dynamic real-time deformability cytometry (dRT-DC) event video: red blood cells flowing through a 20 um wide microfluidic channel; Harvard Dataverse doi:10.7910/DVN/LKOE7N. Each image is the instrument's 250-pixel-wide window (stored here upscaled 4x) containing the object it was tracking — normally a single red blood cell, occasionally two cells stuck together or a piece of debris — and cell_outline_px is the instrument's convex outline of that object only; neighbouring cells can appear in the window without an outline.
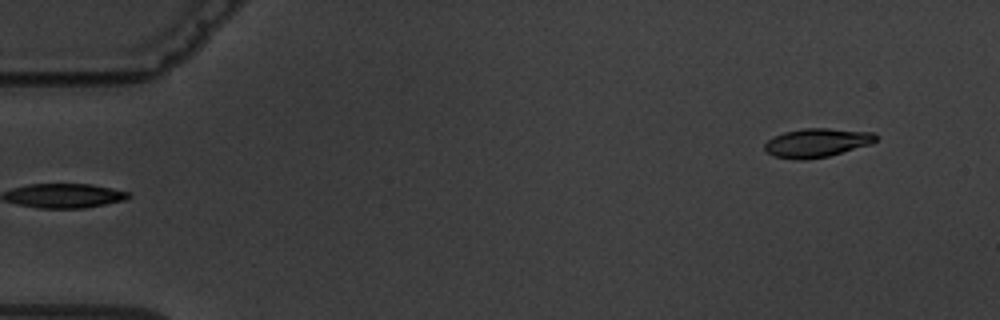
{"species": "common noctule bat (a hibernating species)", "species_latin": "Nyctalus noctula", "temperature_condition": "warm", "stored_images_in_passage": 6, "segment_of_instrument_passage": [2, 2], "camera_frame_rate_fps": 3000, "um_per_image_px": 0.085, "animal": {"sex": "male", "body_mass_g": 19.5, "forearm_length_mm": 54.6}, "frame": {"image": 1, "passage_image": 6, "time_ms": 5.667, "image_size_px": [1000, 320], "cell_outline_px": [[876, 140], [872, 144], [828, 156], [804, 160], [796, 160], [772, 156], [764, 148], [764, 144], [772, 136], [784, 132], [804, 128], [828, 128], [872, 132], [876, 136]], "centroid_in_image_um": [69.4, 12.14], "position_along_channel_um": 15.6, "area_um2": 18.73}}